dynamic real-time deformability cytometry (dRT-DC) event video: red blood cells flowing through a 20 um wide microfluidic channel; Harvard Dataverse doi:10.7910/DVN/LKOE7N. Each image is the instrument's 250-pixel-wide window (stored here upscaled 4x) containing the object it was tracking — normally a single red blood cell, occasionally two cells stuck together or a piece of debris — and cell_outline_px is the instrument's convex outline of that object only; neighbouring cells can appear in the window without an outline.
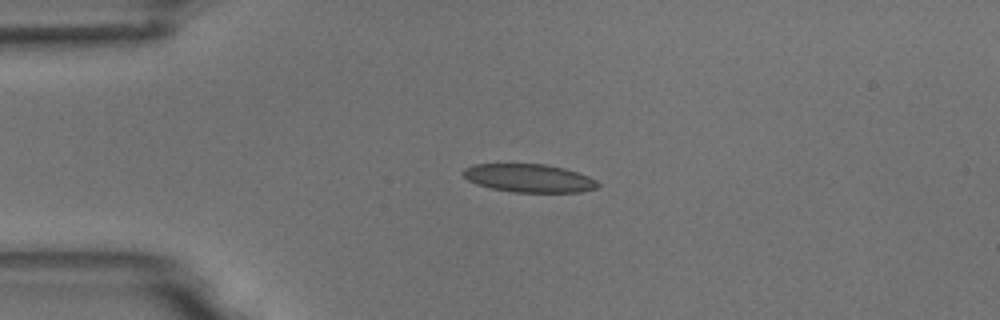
{"species": "common noctule bat (a hibernating species)", "species_latin": "Nyctalus noctula", "temperature_condition": "room temperature", "stored_images_in_passage": 5, "camera_frame_rate_fps": 3000, "um_per_image_px": 0.085, "animal": {"sex": "male", "body_mass_g": 18.8}, "frame": {"image": 1, "passage_image": 3, "time_ms": 2.333, "image_size_px": [1000, 320], "cell_outline_px": [[600, 184], [596, 188], [580, 192], [512, 192], [492, 188], [476, 184], [468, 180], [460, 172], [464, 168], [472, 164], [544, 164], [564, 168], [588, 176], [596, 180]], "centroid_in_image_um": [44.93, 15.14], "position_along_channel_um": 40.1, "area_um2": 22.14}}